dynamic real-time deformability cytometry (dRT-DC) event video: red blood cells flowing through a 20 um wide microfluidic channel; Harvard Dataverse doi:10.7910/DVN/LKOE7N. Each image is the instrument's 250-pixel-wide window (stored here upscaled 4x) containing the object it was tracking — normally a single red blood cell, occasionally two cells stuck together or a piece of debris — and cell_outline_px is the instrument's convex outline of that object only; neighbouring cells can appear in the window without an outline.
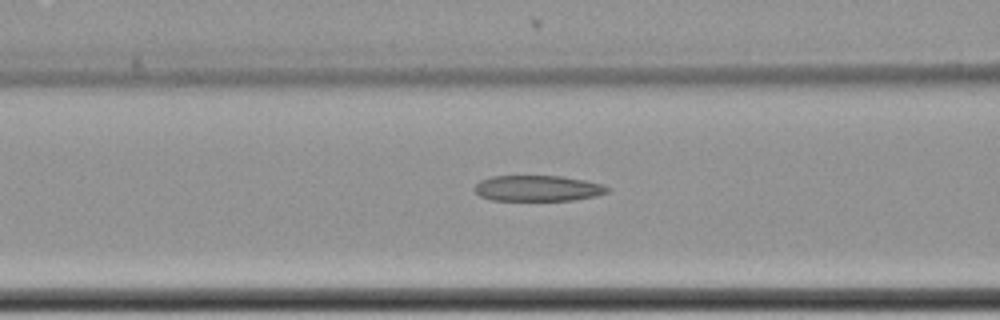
{"species": "common noctule bat (a hibernating species)", "species_latin": "Nyctalus noctula", "temperature_condition": "cold", "stored_images_in_passage": 7, "segment_of_instrument_passage": [2, 2], "camera_frame_rate_fps": 3000, "um_per_image_px": 0.085, "animal": {"sex": "female", "body_mass_g": 22.7, "forearm_length_mm": 54.2}, "frame": {"image": 1, "passage_image": 7, "time_ms": 2.0, "image_size_px": [1000, 320], "cell_outline_px": [[608, 192], [596, 196], [576, 200], [492, 200], [480, 196], [476, 192], [476, 184], [480, 180], [492, 176], [560, 176], [584, 180], [604, 184], [608, 188]], "centroid_in_image_um": [45.73, 16.0], "position_along_channel_um": 120.9, "area_um2": 19.88}}